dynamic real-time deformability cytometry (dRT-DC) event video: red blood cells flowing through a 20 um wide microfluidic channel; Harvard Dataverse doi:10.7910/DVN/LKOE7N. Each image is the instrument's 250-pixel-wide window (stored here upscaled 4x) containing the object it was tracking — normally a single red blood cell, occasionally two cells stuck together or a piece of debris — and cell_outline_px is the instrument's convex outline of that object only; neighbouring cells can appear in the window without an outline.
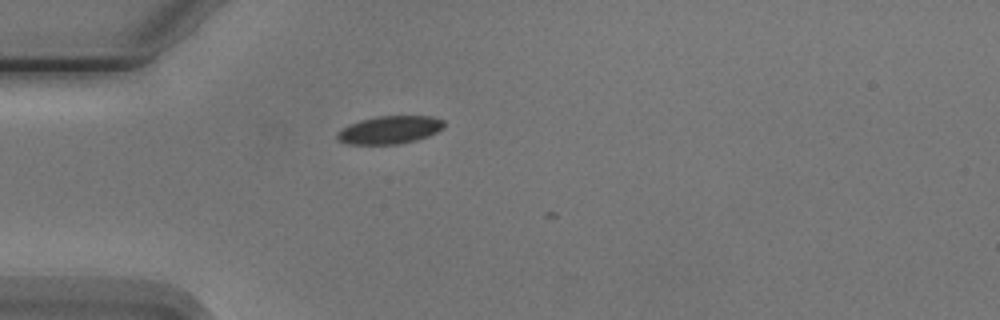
{"species": "Egyptian fruit bat (a non-hibernating species)", "species_latin": "Rousettus aegyptiacus", "temperature_condition": "cold", "stored_images_in_passage": 1, "camera_frame_rate_fps": 3000, "um_per_image_px": 0.085, "animal": {"sex": "male"}, "frame": {"image": 1, "passage_image": 1, "time_ms": 0.0, "image_size_px": [1000, 320], "cell_outline_px": [[444, 128], [428, 136], [416, 140], [400, 144], [348, 144], [340, 140], [336, 136], [348, 124], [360, 120], [376, 116], [432, 116], [444, 120]], "centroid_in_image_um": [33.17, 11.03], "position_along_channel_um": 51.8, "area_um2": 17.28}}